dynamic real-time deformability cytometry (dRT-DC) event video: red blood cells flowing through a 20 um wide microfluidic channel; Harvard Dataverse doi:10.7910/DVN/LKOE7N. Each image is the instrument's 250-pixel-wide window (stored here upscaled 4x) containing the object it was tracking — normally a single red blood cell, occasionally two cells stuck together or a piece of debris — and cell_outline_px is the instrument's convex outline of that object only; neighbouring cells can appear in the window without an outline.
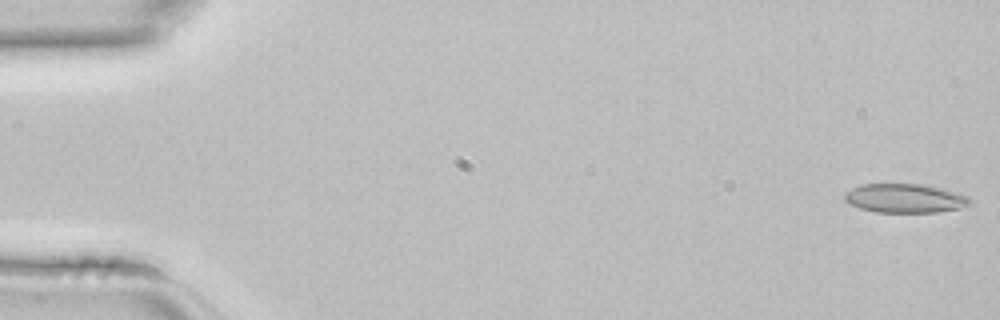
{"species": "common noctule bat (a hibernating species)", "species_latin": "Nyctalus noctula", "temperature_condition": "room temperature", "stored_images_in_passage": 4, "camera_frame_rate_fps": 3000, "um_per_image_px": 0.085, "animal": {"sex": "female", "body_mass_g": 22.7, "forearm_length_mm": 54.2}, "frame": {"image": 1, "passage_image": 1, "time_ms": 0.0, "image_size_px": [1000, 320], "cell_outline_px": [[972, 200], [968, 204], [960, 208], [936, 212], [876, 212], [860, 208], [844, 200], [844, 192], [852, 188], [864, 184], [924, 184], [956, 192], [968, 196]], "centroid_in_image_um": [76.91, 16.85], "position_along_channel_um": 8.1, "area_um2": 21.04}}
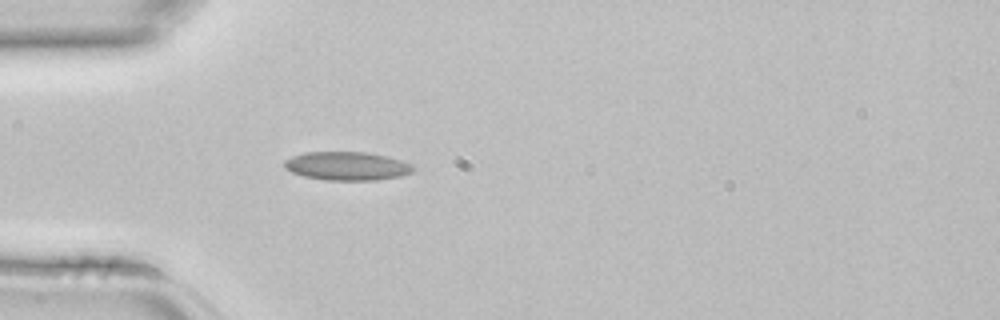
{"frame": {"image": 2, "passage_image": 4, "time_ms": 1.0, "image_size_px": [1000, 320], "cell_outline_px": [[416, 168], [412, 172], [400, 176], [376, 180], [324, 180], [304, 176], [292, 172], [284, 168], [284, 160], [292, 156], [304, 152], [364, 152], [384, 156], [400, 160], [412, 164]], "centroid_in_image_um": [29.47, 14.11], "position_along_channel_um": 55.5, "area_um2": 21.39}}